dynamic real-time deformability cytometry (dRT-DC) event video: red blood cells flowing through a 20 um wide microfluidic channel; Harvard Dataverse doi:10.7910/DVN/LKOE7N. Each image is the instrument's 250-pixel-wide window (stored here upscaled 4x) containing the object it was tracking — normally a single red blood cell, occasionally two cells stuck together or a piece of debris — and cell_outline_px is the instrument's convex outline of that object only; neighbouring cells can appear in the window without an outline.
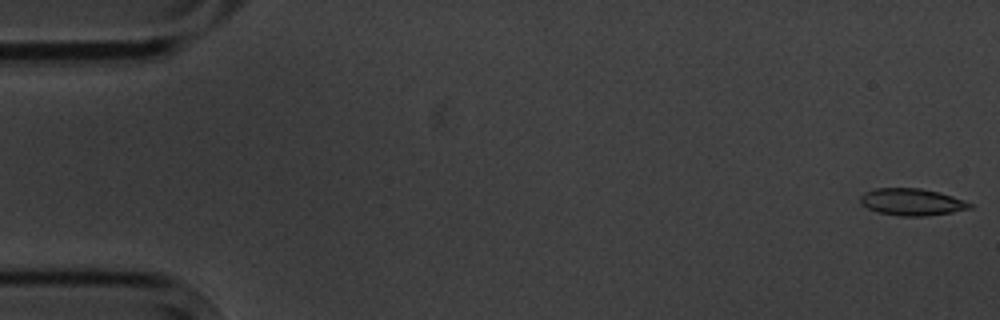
{"species": "common noctule bat (a hibernating species)", "species_latin": "Nyctalus noctula", "temperature_condition": "cold", "stored_images_in_passage": 6, "camera_frame_rate_fps": 3000, "um_per_image_px": 0.085, "animal": {"sex": "male", "body_mass_g": 20.1, "forearm_length_mm": 53.5}, "frame": {"image": 1, "passage_image": 1, "time_ms": 0.0, "image_size_px": [1000, 320], "cell_outline_px": [[972, 208], [952, 212], [924, 216], [900, 216], [876, 212], [860, 204], [860, 196], [864, 192], [876, 188], [920, 188], [940, 192], [964, 200], [972, 204]], "centroid_in_image_um": [77.48, 17.16], "position_along_channel_um": 7.5, "area_um2": 17.28}}
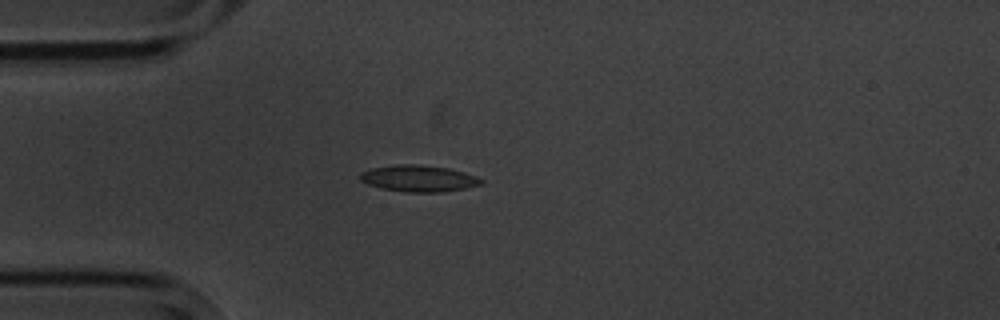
{"frame": {"image": 2, "passage_image": 5, "time_ms": 4.667, "image_size_px": [1000, 320], "cell_outline_px": [[484, 184], [464, 188], [440, 192], [404, 192], [384, 188], [368, 184], [360, 180], [360, 172], [372, 168], [396, 164], [420, 164], [448, 168], [464, 172], [476, 176], [484, 180]], "centroid_in_image_um": [35.6, 15.16], "position_along_channel_um": 49.4, "area_um2": 18.67}}